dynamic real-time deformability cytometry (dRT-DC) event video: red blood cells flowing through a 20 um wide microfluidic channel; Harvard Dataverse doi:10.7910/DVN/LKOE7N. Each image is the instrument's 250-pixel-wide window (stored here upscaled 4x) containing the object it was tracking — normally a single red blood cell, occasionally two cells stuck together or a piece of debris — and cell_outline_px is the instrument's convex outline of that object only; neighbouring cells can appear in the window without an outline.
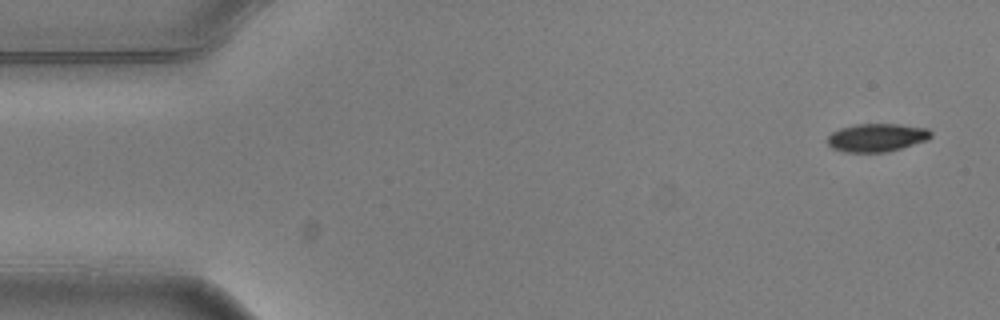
{"species": "common noctule bat (a hibernating species)", "species_latin": "Nyctalus noctula", "temperature_condition": "warm", "stored_images_in_passage": 10, "camera_frame_rate_fps": 3000, "um_per_image_px": 0.085, "animal": {"sex": "male", "body_mass_g": 20.5, "forearm_length_mm": 52.5}, "frame": {"image": 1, "passage_image": 1, "time_ms": 0.0, "image_size_px": [1000, 320], "cell_outline_px": [[932, 136], [928, 140], [888, 152], [844, 152], [832, 148], [828, 144], [828, 136], [832, 132], [840, 128], [856, 124], [896, 124], [928, 128], [932, 132]], "centroid_in_image_um": [74.54, 11.69], "position_along_channel_um": 10.5, "area_um2": 17.05}}
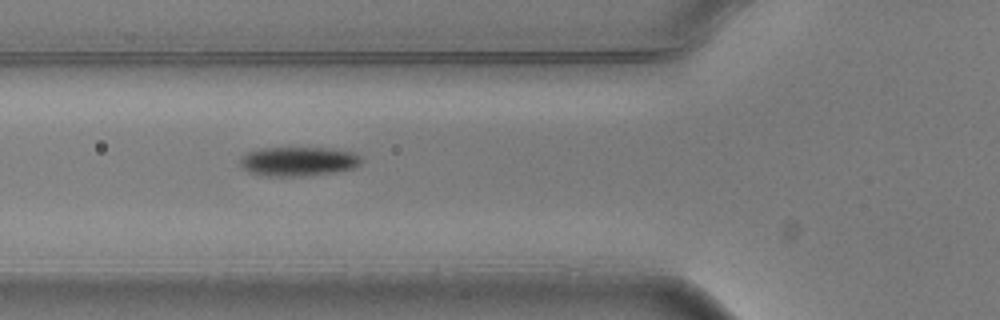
{"frame": {"image": 2, "passage_image": 5, "time_ms": 1.333, "image_size_px": [1000, 320], "cell_outline_px": [[360, 164], [352, 168], [332, 172], [300, 176], [268, 176], [248, 172], [240, 164], [240, 156], [248, 152], [260, 148], [328, 148], [352, 152], [360, 156]], "centroid_in_image_um": [25.3, 13.71], "position_along_channel_um": 100.5, "area_um2": 20.4}}
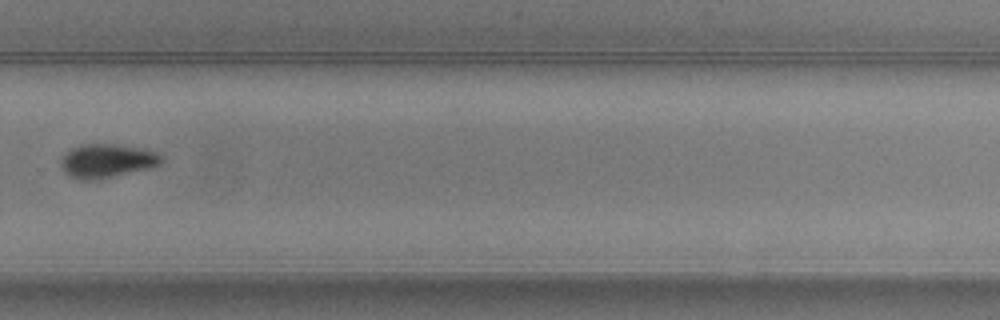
{"frame": {"image": 3, "passage_image": 10, "time_ms": 3.0, "image_size_px": [1000, 320], "cell_outline_px": [[164, 160], [160, 164], [148, 168], [92, 180], [80, 180], [68, 176], [60, 168], [60, 160], [72, 148], [80, 144], [116, 144], [140, 148], [156, 152], [164, 156]], "centroid_in_image_um": [9.07, 13.66], "position_along_channel_um": 320.7, "area_um2": 19.65}}